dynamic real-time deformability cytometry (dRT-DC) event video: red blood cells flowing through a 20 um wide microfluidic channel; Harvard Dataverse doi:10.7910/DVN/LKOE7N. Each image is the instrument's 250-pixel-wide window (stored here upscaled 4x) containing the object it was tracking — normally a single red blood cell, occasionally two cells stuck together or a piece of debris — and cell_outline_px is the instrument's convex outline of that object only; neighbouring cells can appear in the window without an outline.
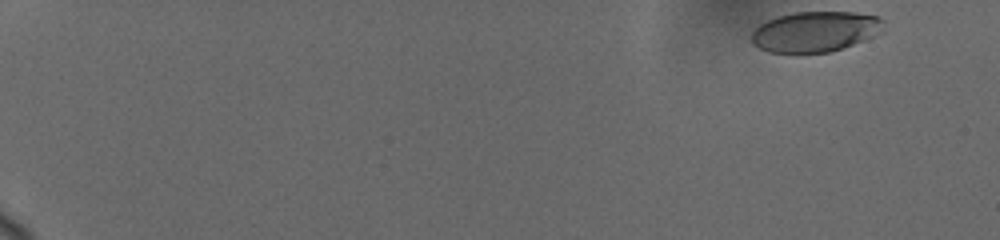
{"species": "human", "species_latin": "Homo sapiens", "temperature_condition": "cold", "stored_images_in_passage": 39, "camera_frame_rate_fps": 3000, "um_per_image_px": 0.085, "donor": {"sex": "female"}, "frame": {"image": 1, "passage_image": 1, "time_ms": 0.0, "image_size_px": [1000, 240], "cell_outline_px": [[884, 32], [864, 40], [828, 52], [768, 52], [752, 44], [752, 32], [760, 24], [776, 16], [792, 12], [856, 12], [880, 16], [884, 20]], "centroid_in_image_um": [69.33, 2.66], "position_along_channel_um": 15.7, "area_um2": 31.21}}
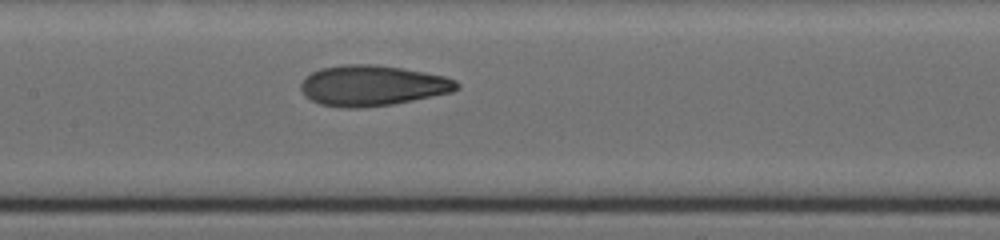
{"frame": {"image": 2, "passage_image": 19, "time_ms": 9.333, "image_size_px": [1000, 240], "cell_outline_px": [[460, 88], [452, 92], [392, 104], [360, 108], [340, 108], [320, 104], [304, 96], [300, 88], [300, 84], [304, 76], [320, 68], [344, 64], [372, 64], [404, 68], [444, 76], [456, 80], [460, 84]], "centroid_in_image_um": [31.62, 7.27], "position_along_channel_um": 175.8, "area_um2": 37.11}}
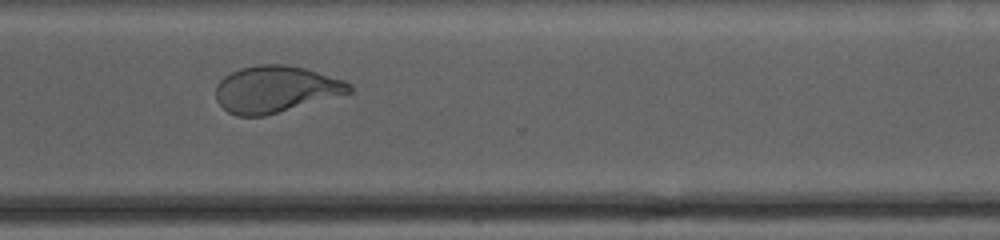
{"frame": {"image": 3, "passage_image": 34, "time_ms": 14.0, "image_size_px": [1000, 240], "cell_outline_px": [[352, 92], [264, 116], [236, 116], [228, 112], [216, 100], [216, 84], [224, 76], [240, 68], [260, 64], [284, 64], [304, 68], [344, 80], [352, 84]], "centroid_in_image_um": [23.41, 7.58], "position_along_channel_um": 347.2, "area_um2": 36.13}, "authors_computed_cell_mechanics": {"area_um2": 35.836, "velocity_mm_per_s": 3.6799, "shape_relaxation_time_tau1_ms": 6.8736, "shape_relaxation_time_tau2_ms": 1.413, "deformation_change_tau1": 0.231, "deformation_change_tau2": 0.082}}